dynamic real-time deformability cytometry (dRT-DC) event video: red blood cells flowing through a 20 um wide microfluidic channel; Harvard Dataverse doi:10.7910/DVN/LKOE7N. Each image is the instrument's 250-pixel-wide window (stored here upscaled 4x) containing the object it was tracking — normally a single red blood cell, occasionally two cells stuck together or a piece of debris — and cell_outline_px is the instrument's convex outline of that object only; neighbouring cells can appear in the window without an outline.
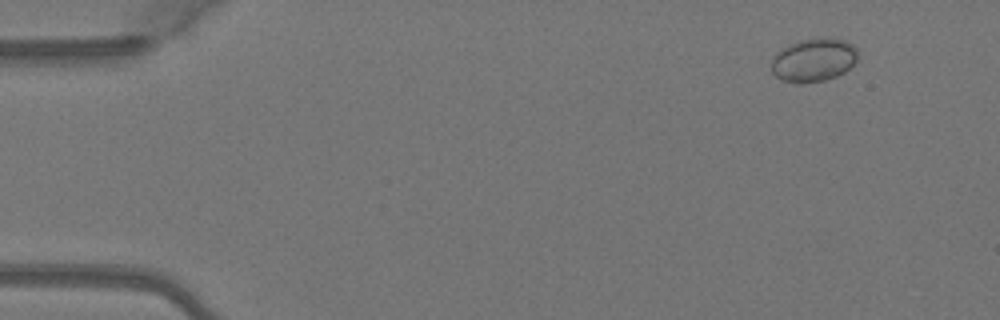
{"species": "Egyptian fruit bat (a non-hibernating species)", "species_latin": "Rousettus aegyptiacus", "temperature_condition": "warm", "stored_images_in_passage": 21, "camera_frame_rate_fps": 3000, "um_per_image_px": 0.085, "animal": {"sex": "female"}, "frame": {"image": 1, "passage_image": 1, "time_ms": 0.0, "image_size_px": [1000, 320], "cell_outline_px": [[856, 60], [844, 72], [836, 76], [824, 80], [800, 84], [784, 80], [776, 76], [772, 72], [772, 60], [776, 52], [800, 40], [844, 40], [852, 44], [856, 48]], "centroid_in_image_um": [69.13, 5.14], "position_along_channel_um": 15.9, "area_um2": 21.04}}
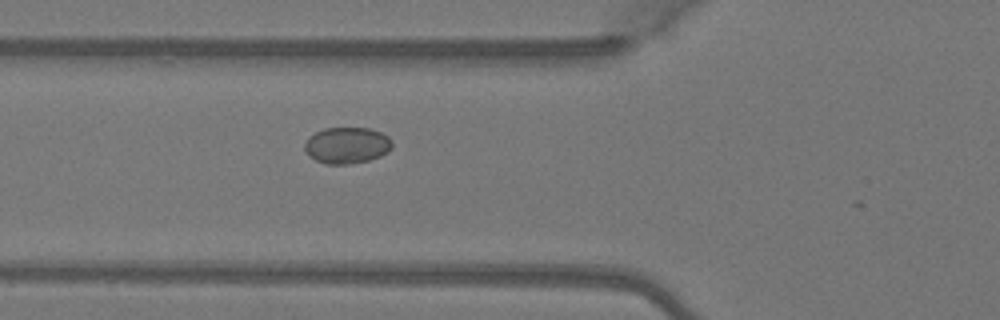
{"frame": {"image": 2, "passage_image": 15, "time_ms": 4.667, "image_size_px": [1000, 320], "cell_outline_px": [[392, 148], [388, 152], [380, 156], [368, 160], [352, 164], [324, 164], [308, 156], [304, 148], [304, 144], [308, 136], [324, 128], [372, 128], [388, 136], [392, 140]], "centroid_in_image_um": [29.48, 12.35], "position_along_channel_um": 96.3, "area_um2": 18.79}}
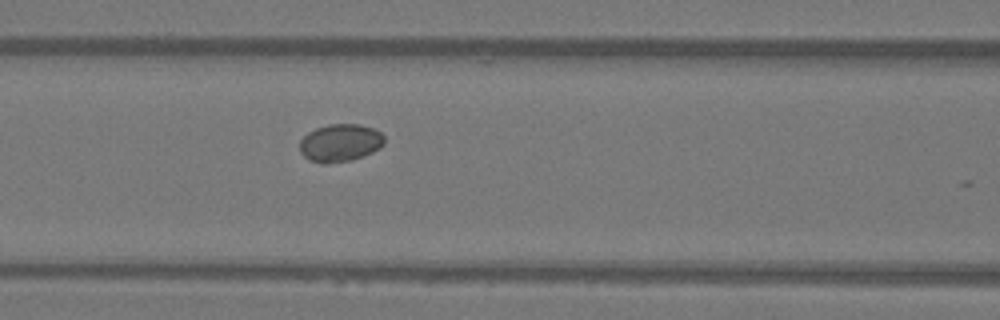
{"frame": {"image": 3, "passage_image": 18, "time_ms": 5.667, "image_size_px": [1000, 320], "cell_outline_px": [[384, 144], [380, 148], [372, 152], [352, 160], [324, 164], [308, 160], [300, 152], [300, 140], [308, 132], [316, 128], [328, 124], [360, 124], [372, 128], [380, 132], [384, 136]], "centroid_in_image_um": [28.9, 12.14], "position_along_channel_um": 137.7, "area_um2": 18.67}}